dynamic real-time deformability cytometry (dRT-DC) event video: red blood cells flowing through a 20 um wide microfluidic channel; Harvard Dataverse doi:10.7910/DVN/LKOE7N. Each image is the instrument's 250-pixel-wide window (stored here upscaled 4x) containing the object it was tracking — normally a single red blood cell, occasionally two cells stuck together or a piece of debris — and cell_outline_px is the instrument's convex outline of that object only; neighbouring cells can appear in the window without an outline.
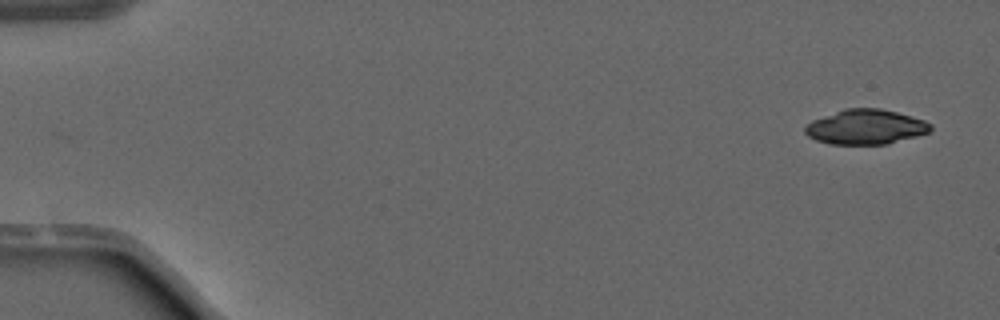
{"species": "common noctule bat (a hibernating species)", "species_latin": "Nyctalus noctula", "temperature_condition": "warm", "stored_images_in_passage": 12, "camera_frame_rate_fps": 3000, "um_per_image_px": 0.085, "animal": {"sex": "male", "forearm_length_mm": 52.5}, "frame": {"image": 1, "passage_image": 1, "time_ms": 0.0, "image_size_px": [1000, 320], "cell_outline_px": [[932, 128], [928, 132], [916, 136], [888, 144], [828, 144], [816, 140], [808, 136], [804, 132], [804, 128], [812, 120], [844, 108], [880, 108], [896, 112], [924, 120], [932, 124]], "centroid_in_image_um": [73.56, 10.79], "position_along_channel_um": 11.4, "area_um2": 25.43}}